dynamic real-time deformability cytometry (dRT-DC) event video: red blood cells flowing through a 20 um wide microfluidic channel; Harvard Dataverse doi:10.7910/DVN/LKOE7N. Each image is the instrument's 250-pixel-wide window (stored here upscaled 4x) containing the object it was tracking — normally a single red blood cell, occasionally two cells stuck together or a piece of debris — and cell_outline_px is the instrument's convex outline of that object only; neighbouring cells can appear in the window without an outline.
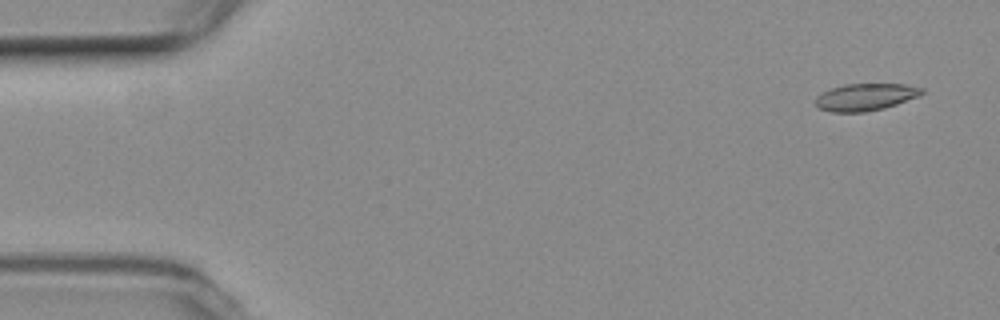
{"species": "common noctule bat (a hibernating species)", "species_latin": "Nyctalus noctula", "temperature_condition": "room temperature", "stored_images_in_passage": 4, "camera_frame_rate_fps": 3000, "um_per_image_px": 0.085, "animal": {"sex": "female", "body_mass_g": 19.3, "forearm_length_mm": 54.1}, "frame": {"image": 1, "passage_image": 1, "time_ms": 0.0, "image_size_px": [1000, 320], "cell_outline_px": [[924, 92], [920, 96], [884, 108], [864, 112], [832, 112], [820, 108], [816, 104], [816, 96], [832, 88], [844, 84], [908, 84], [924, 88]], "centroid_in_image_um": [73.61, 8.24], "position_along_channel_um": 11.4, "area_um2": 16.76}}
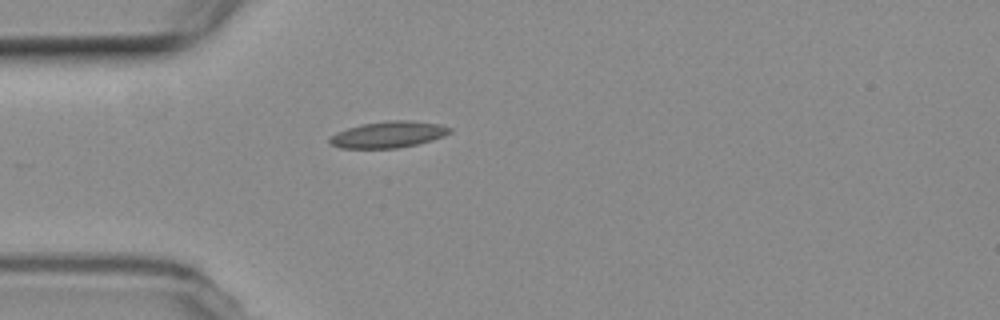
{"frame": {"image": 2, "passage_image": 4, "time_ms": 4.333, "image_size_px": [1000, 320], "cell_outline_px": [[452, 132], [444, 136], [432, 140], [416, 144], [396, 148], [340, 148], [332, 144], [328, 140], [328, 136], [336, 132], [360, 124], [388, 120], [412, 120], [440, 124], [452, 128]], "centroid_in_image_um": [33.01, 11.42], "position_along_channel_um": 52.0, "area_um2": 18.61}}